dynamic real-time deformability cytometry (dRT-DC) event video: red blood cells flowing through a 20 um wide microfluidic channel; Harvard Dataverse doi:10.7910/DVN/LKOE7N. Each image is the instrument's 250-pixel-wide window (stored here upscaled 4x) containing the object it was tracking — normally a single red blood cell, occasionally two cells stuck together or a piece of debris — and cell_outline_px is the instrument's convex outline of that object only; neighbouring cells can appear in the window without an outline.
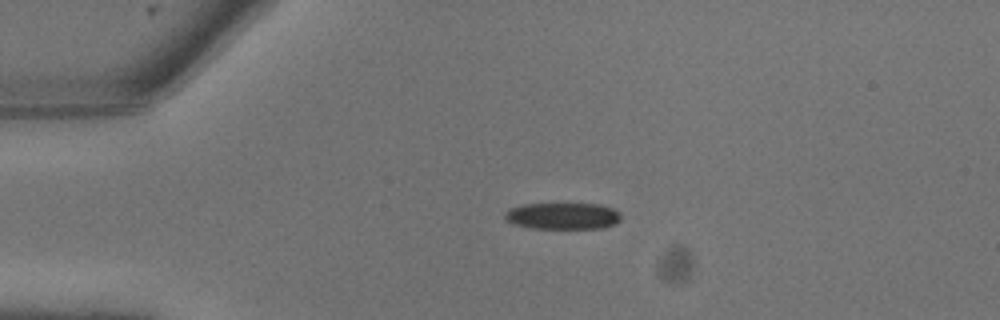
{"species": "common noctule bat (a hibernating species)", "species_latin": "Nyctalus noctula", "temperature_condition": "warm", "stored_images_in_passage": 7, "camera_frame_rate_fps": 3000, "um_per_image_px": 0.085, "animal": {"sex": "male", "body_mass_g": 13.3}, "frame": {"image": 1, "passage_image": 1, "time_ms": 0.0, "image_size_px": [1000, 320], "cell_outline_px": [[620, 220], [616, 224], [604, 228], [532, 228], [516, 224], [508, 220], [504, 216], [504, 212], [508, 208], [520, 204], [600, 204], [612, 208], [620, 212]], "centroid_in_image_um": [47.85, 18.35], "position_along_channel_um": 37.2, "area_um2": 18.03}}